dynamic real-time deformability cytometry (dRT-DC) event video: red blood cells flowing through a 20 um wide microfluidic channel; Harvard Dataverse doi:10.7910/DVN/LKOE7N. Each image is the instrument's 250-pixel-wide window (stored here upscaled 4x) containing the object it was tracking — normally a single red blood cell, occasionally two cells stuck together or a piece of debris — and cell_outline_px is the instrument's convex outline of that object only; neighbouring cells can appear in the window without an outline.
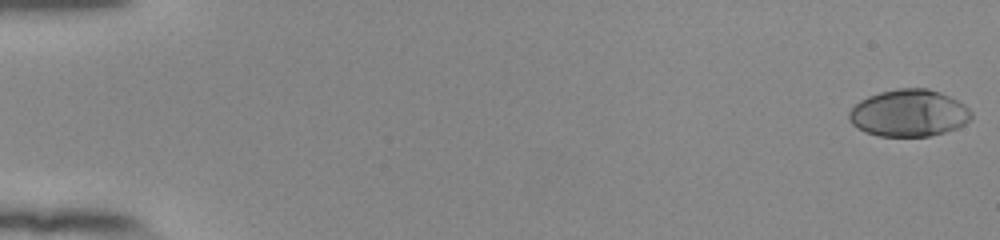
{"species": "human", "species_latin": "Homo sapiens", "temperature_condition": "room temperature", "stored_images_in_passage": 55, "camera_frame_rate_fps": 3000, "um_per_image_px": 0.085, "donor": {"sex": "female"}, "frame": {"image": 1, "passage_image": 1, "time_ms": 0.0, "image_size_px": [1000, 240], "cell_outline_px": [[972, 120], [956, 128], [944, 132], [928, 136], [880, 136], [864, 132], [856, 128], [852, 124], [848, 116], [848, 112], [860, 100], [868, 96], [880, 92], [900, 88], [928, 88], [940, 92], [964, 104], [972, 112]], "centroid_in_image_um": [77.25, 9.61], "position_along_channel_um": 7.8, "area_um2": 33.52}}
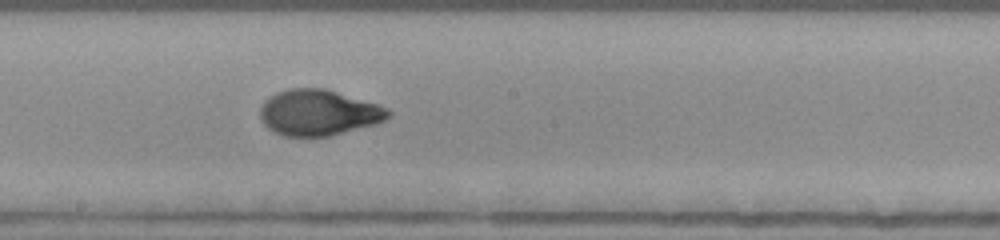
{"frame": {"image": 2, "passage_image": 32, "time_ms": 10.333, "image_size_px": [1000, 240], "cell_outline_px": [[392, 116], [376, 124], [328, 136], [284, 136], [268, 128], [260, 120], [260, 108], [264, 100], [276, 92], [288, 88], [324, 88], [376, 104], [388, 108], [392, 112]], "centroid_in_image_um": [27.06, 9.57], "position_along_channel_um": 221.1, "area_um2": 34.16}}
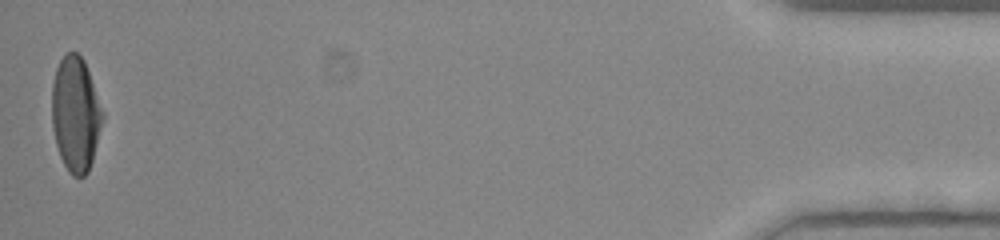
{"frame": {"image": 3, "passage_image": 55, "time_ms": 18.0, "image_size_px": [1000, 240], "cell_outline_px": [[104, 120], [92, 160], [88, 172], [84, 176], [72, 176], [68, 172], [60, 156], [56, 144], [52, 128], [52, 84], [56, 68], [60, 60], [68, 52], [76, 52], [84, 60], [104, 112]], "centroid_in_image_um": [6.43, 9.71], "position_along_channel_um": 428.8, "area_um2": 34.04}, "authors_computed_cell_mechanics": {"area_um2": 33.6974, "velocity_mm_per_s": 3.831, "shape_relaxation_time_tau1_ms": 4.7667, "shape_relaxation_time_tau2_ms": 0.8235, "deformation_change_tau1": 0.2219, "deformation_change_tau2": 0.05}}